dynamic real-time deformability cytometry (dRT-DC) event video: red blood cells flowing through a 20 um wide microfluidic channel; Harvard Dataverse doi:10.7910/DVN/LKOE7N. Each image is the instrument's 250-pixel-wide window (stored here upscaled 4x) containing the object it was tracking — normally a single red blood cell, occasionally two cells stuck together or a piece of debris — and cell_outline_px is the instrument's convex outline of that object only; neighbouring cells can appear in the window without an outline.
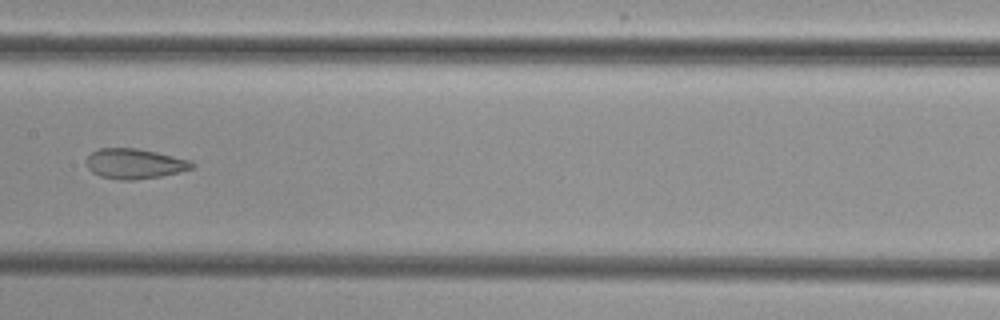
{"species": "common noctule bat (a hibernating species)", "species_latin": "Nyctalus noctula", "temperature_condition": "cold", "stored_images_in_passage": 8, "camera_frame_rate_fps": 3000, "um_per_image_px": 0.085, "animal": {"sex": "female", "body_mass_g": 29.2, "forearm_length_mm": 56.3}, "frame": {"image": 1, "passage_image": 8, "time_ms": 8.333, "image_size_px": [1000, 320], "cell_outline_px": [[196, 164], [192, 168], [160, 176], [136, 180], [120, 180], [100, 176], [92, 172], [88, 168], [88, 156], [92, 152], [100, 148], [136, 148], [156, 152], [192, 160]], "centroid_in_image_um": [11.46, 13.91], "position_along_channel_um": 195.9, "area_um2": 18.38}}